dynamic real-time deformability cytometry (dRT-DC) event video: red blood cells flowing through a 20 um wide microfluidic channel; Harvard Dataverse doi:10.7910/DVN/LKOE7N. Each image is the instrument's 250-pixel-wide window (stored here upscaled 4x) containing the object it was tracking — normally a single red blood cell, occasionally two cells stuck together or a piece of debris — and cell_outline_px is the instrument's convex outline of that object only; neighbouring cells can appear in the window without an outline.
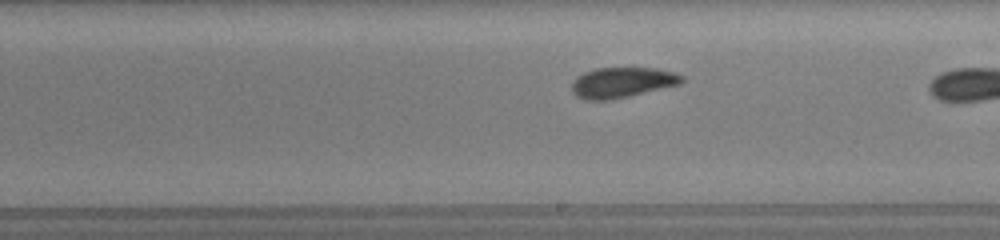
{"species": "common noctule bat (a hibernating species)", "species_latin": "Nyctalus noctula", "temperature_condition": "room temperature", "stored_images_in_passage": 26, "camera_frame_rate_fps": 3000, "um_per_image_px": 0.085, "animal": {"sex": "female", "body_mass_g": 19.5, "forearm_length_mm": 54.1}, "frame": {"image": 1, "passage_image": 15, "time_ms": 4.667, "image_size_px": [1000, 240], "cell_outline_px": [[684, 80], [680, 84], [612, 100], [584, 100], [576, 96], [572, 92], [572, 80], [576, 76], [584, 72], [596, 68], [656, 68], [676, 72], [684, 76]], "centroid_in_image_um": [52.87, 7.01], "position_along_channel_um": 236.1, "area_um2": 19.71}}
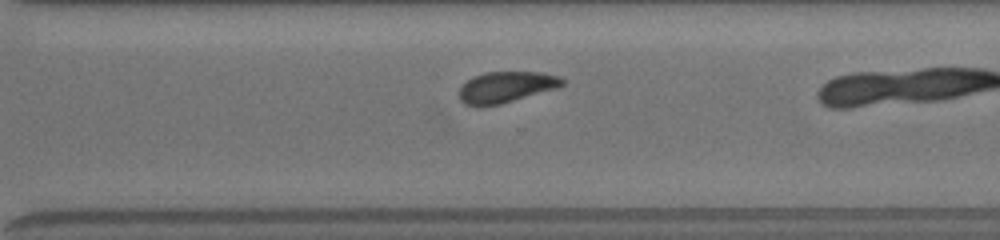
{"frame": {"image": 2, "passage_image": 22, "time_ms": 7.0, "image_size_px": [1000, 240], "cell_outline_px": [[564, 84], [556, 88], [500, 104], [480, 108], [464, 104], [460, 100], [460, 88], [472, 76], [484, 72], [540, 72], [560, 76], [564, 80]], "centroid_in_image_um": [42.98, 7.41], "position_along_channel_um": 327.6, "area_um2": 18.73}}